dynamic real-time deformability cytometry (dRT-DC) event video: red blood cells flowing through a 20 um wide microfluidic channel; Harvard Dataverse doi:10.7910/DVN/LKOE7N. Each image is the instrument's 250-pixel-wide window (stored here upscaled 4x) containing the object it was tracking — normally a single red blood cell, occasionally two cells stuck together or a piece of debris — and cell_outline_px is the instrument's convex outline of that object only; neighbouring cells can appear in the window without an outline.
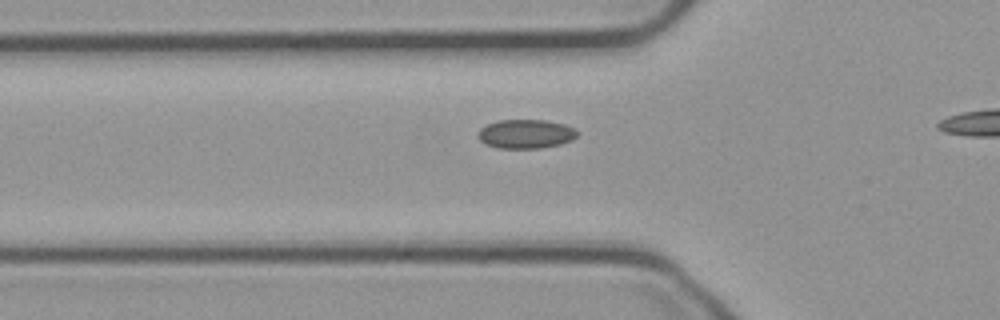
{"species": "common noctule bat (a hibernating species)", "species_latin": "Nyctalus noctula", "temperature_condition": "cold", "stored_images_in_passage": 38, "camera_frame_rate_fps": 3000, "um_per_image_px": 0.085, "animal": {"sex": "male", "body_mass_g": 23.1, "forearm_length_mm": 52.7}, "frame": {"image": 1, "passage_image": 12, "time_ms": 3.667, "image_size_px": [1000, 320], "cell_outline_px": [[580, 132], [572, 140], [560, 144], [540, 148], [496, 148], [484, 144], [476, 136], [476, 132], [480, 128], [496, 120], [544, 120], [564, 124], [576, 128]], "centroid_in_image_um": [44.67, 11.38], "position_along_channel_um": 81.1, "area_um2": 17.05}}
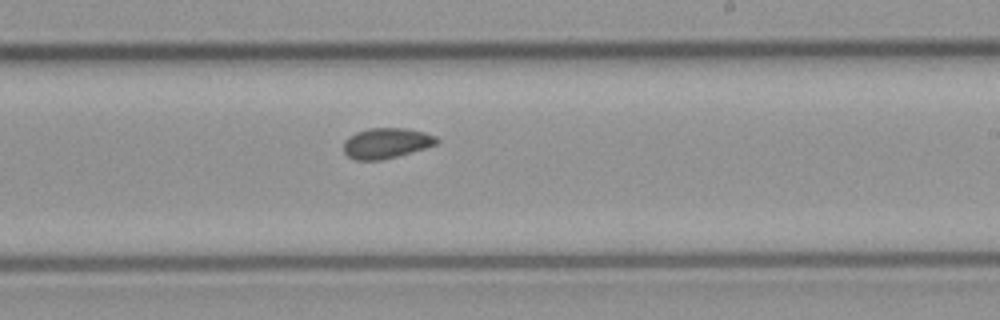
{"frame": {"image": 2, "passage_image": 26, "time_ms": 8.333, "image_size_px": [1000, 320], "cell_outline_px": [[440, 140], [436, 144], [412, 152], [380, 160], [356, 160], [348, 156], [344, 152], [344, 140], [348, 136], [356, 132], [368, 128], [408, 128], [424, 132], [436, 136]], "centroid_in_image_um": [32.83, 12.15], "position_along_channel_um": 256.2, "area_um2": 16.53}}
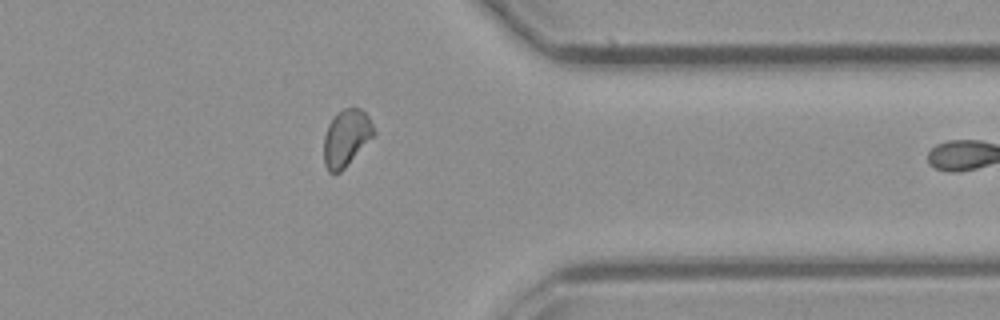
{"frame": {"image": 3, "passage_image": 37, "time_ms": 12.0, "image_size_px": [1000, 320], "cell_outline_px": [[376, 132], [344, 168], [340, 172], [328, 172], [324, 164], [324, 136], [328, 124], [336, 112], [344, 108], [360, 108], [368, 116]], "centroid_in_image_um": [29.4, 11.7], "position_along_channel_um": 382.0, "area_um2": 16.3}}